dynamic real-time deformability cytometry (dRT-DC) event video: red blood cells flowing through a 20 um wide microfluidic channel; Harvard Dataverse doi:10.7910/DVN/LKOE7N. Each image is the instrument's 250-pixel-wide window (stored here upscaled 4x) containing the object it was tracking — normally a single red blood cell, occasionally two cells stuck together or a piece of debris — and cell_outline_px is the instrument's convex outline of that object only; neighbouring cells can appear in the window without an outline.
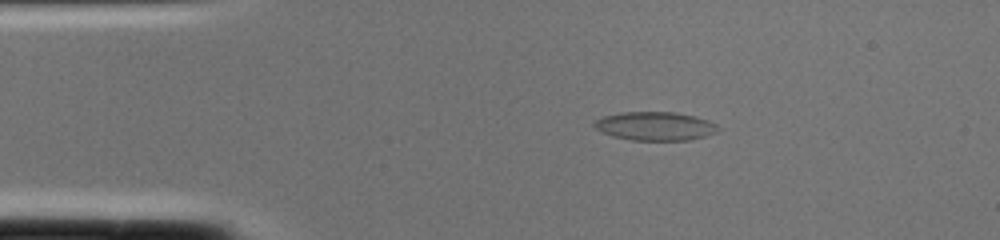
{"species": "common noctule bat (a hibernating species)", "species_latin": "Nyctalus noctula", "temperature_condition": "cold", "stored_images_in_passage": 1, "camera_frame_rate_fps": 3000, "um_per_image_px": 0.085, "animal": {"sex": "female", "body_mass_g": 22.0, "forearm_length_mm": 56.7}, "frame": {"image": 1, "passage_image": 1, "time_ms": 0.0, "image_size_px": [1000, 240], "cell_outline_px": [[720, 128], [716, 132], [692, 140], [632, 140], [612, 136], [596, 128], [592, 124], [596, 120], [604, 116], [620, 112], [676, 112], [696, 116], [708, 120], [716, 124]], "centroid_in_image_um": [55.71, 10.71], "position_along_channel_um": 29.3, "area_um2": 20.63}}